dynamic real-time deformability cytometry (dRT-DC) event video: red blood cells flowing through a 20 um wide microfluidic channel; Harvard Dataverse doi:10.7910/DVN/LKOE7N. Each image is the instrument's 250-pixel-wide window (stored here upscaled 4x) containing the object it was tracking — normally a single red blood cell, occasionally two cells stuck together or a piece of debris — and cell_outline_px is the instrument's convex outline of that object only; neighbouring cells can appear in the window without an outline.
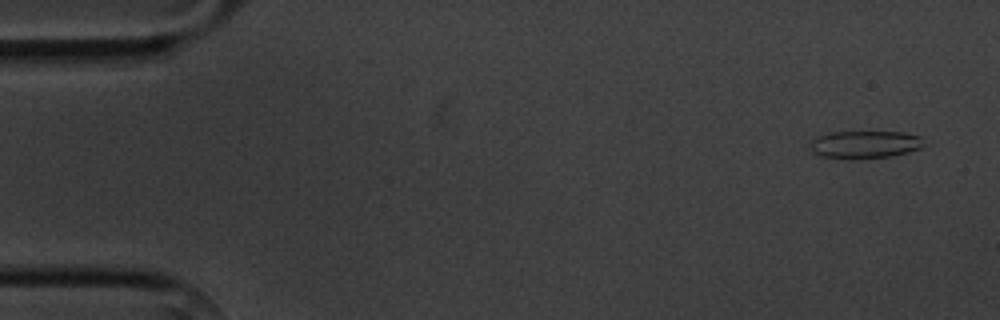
{"species": "common noctule bat (a hibernating species)", "species_latin": "Nyctalus noctula", "temperature_condition": "cold", "stored_images_in_passage": 6, "camera_frame_rate_fps": 3000, "um_per_image_px": 0.085, "animal": {"sex": "male", "body_mass_g": 20.1, "forearm_length_mm": 53.5}, "frame": {"image": 1, "passage_image": 1, "time_ms": 0.0, "image_size_px": [1000, 320], "cell_outline_px": [[924, 144], [920, 148], [908, 152], [892, 156], [820, 156], [812, 152], [812, 140], [816, 136], [828, 132], [904, 132], [920, 136]], "centroid_in_image_um": [73.55, 12.23], "position_along_channel_um": 11.5, "area_um2": 17.46}}
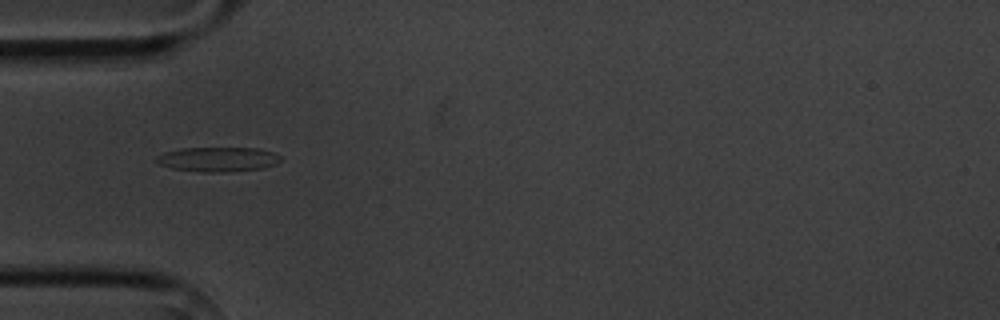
{"frame": {"image": 2, "passage_image": 5, "time_ms": 4.667, "image_size_px": [1000, 320], "cell_outline_px": [[280, 160], [264, 168], [224, 172], [204, 172], [172, 168], [160, 164], [156, 160], [156, 156], [164, 152], [180, 148], [256, 148], [272, 152], [280, 156]], "centroid_in_image_um": [18.49, 13.53], "position_along_channel_um": 66.5, "area_um2": 17.57}}
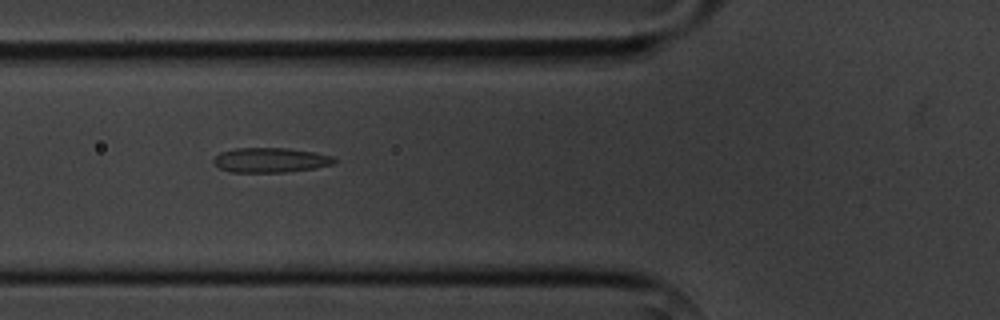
{"frame": {"image": 3, "passage_image": 6, "time_ms": 5.667, "image_size_px": [1000, 320], "cell_outline_px": [[336, 160], [332, 164], [316, 168], [284, 172], [232, 172], [220, 168], [212, 160], [220, 152], [236, 148], [288, 148], [316, 152], [332, 156]], "centroid_in_image_um": [23.0, 13.6], "position_along_channel_um": 102.8, "area_um2": 17.34}}